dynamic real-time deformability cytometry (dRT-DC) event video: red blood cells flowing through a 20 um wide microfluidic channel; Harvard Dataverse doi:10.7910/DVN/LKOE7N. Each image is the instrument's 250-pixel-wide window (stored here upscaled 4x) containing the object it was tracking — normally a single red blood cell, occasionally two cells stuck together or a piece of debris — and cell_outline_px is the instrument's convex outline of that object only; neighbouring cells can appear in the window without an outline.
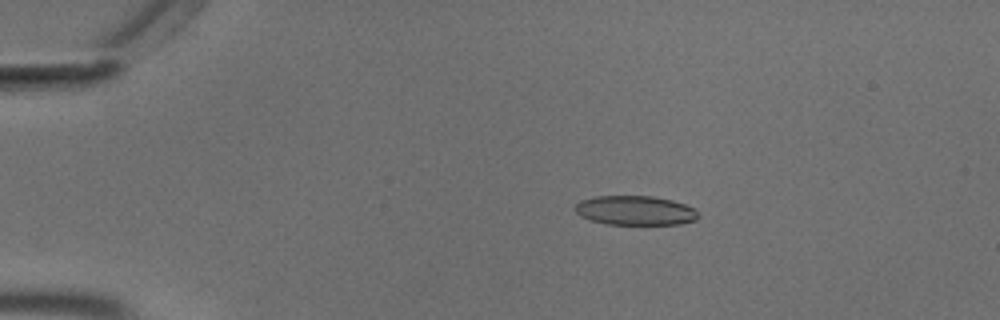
{"species": "common noctule bat (a hibernating species)", "species_latin": "Nyctalus noctula", "temperature_condition": "cold", "stored_images_in_passage": 55, "camera_frame_rate_fps": 3000, "um_per_image_px": 0.085, "animal": {"sex": "male", "body_mass_g": 18.8}, "frame": {"image": 1, "passage_image": 11, "time_ms": 3.333, "image_size_px": [1000, 320], "cell_outline_px": [[700, 216], [696, 220], [680, 224], [608, 224], [588, 220], [580, 216], [576, 212], [576, 204], [580, 200], [596, 196], [652, 196], [672, 200], [696, 208]], "centroid_in_image_um": [54.02, 17.89], "position_along_channel_um": 31.0, "area_um2": 21.21}}
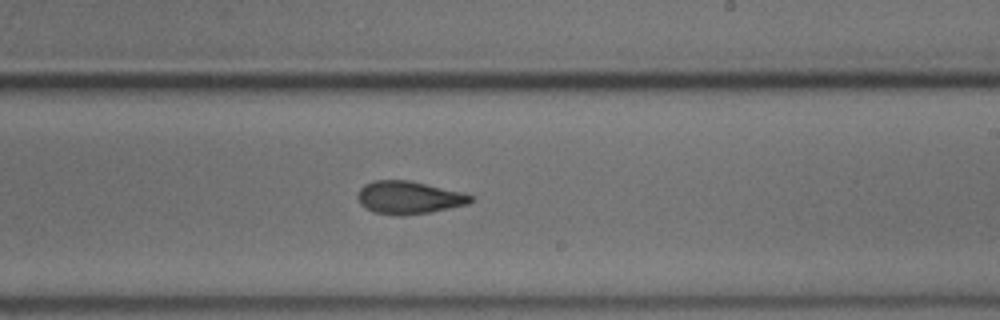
{"frame": {"image": 2, "passage_image": 34, "time_ms": 11.0, "image_size_px": [1000, 320], "cell_outline_px": [[472, 200], [468, 204], [428, 212], [404, 216], [400, 216], [372, 212], [364, 208], [360, 204], [356, 196], [360, 188], [364, 184], [372, 180], [408, 180], [464, 192], [472, 196]], "centroid_in_image_um": [34.69, 16.79], "position_along_channel_um": 254.3, "area_um2": 21.73}}
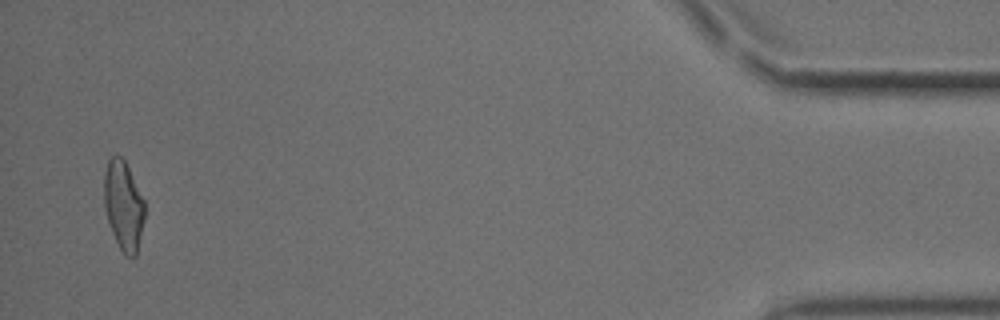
{"frame": {"image": 3, "passage_image": 54, "time_ms": 17.667, "image_size_px": [1000, 320], "cell_outline_px": [[144, 220], [136, 256], [132, 260], [124, 256], [112, 232], [104, 208], [104, 172], [108, 160], [112, 156], [120, 156], [124, 160], [144, 200]], "centroid_in_image_um": [10.49, 17.51], "position_along_channel_um": 424.7, "area_um2": 21.04}, "authors_computed_cell_mechanics": {"area_um2": 21.6172, "velocity_mm_per_s": 3.69, "shape_relaxation_time_tau1_ms": 6.131, "shape_relaxation_time_tau2_ms": 2.5133, "deformation_change_tau1": 0.16, "deformation_change_tau2": 0.1103}}